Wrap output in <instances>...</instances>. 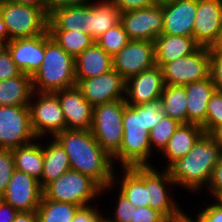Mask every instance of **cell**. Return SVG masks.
<instances>
[{
	"label": "cell",
	"mask_w": 222,
	"mask_h": 222,
	"mask_svg": "<svg viewBox=\"0 0 222 222\" xmlns=\"http://www.w3.org/2000/svg\"><path fill=\"white\" fill-rule=\"evenodd\" d=\"M165 116L160 99L142 105H126L123 113V140L120 149L112 156L121 168L151 166L149 132Z\"/></svg>",
	"instance_id": "6da1fadb"
},
{
	"label": "cell",
	"mask_w": 222,
	"mask_h": 222,
	"mask_svg": "<svg viewBox=\"0 0 222 222\" xmlns=\"http://www.w3.org/2000/svg\"><path fill=\"white\" fill-rule=\"evenodd\" d=\"M53 138L68 155L71 170L91 177L102 187V193L116 184L115 162L90 130L66 129Z\"/></svg>",
	"instance_id": "7a4b0ae2"
},
{
	"label": "cell",
	"mask_w": 222,
	"mask_h": 222,
	"mask_svg": "<svg viewBox=\"0 0 222 222\" xmlns=\"http://www.w3.org/2000/svg\"><path fill=\"white\" fill-rule=\"evenodd\" d=\"M221 156L220 146L204 133L193 148L183 158L173 162L167 170L177 186L197 192L208 186L213 169Z\"/></svg>",
	"instance_id": "3957f363"
},
{
	"label": "cell",
	"mask_w": 222,
	"mask_h": 222,
	"mask_svg": "<svg viewBox=\"0 0 222 222\" xmlns=\"http://www.w3.org/2000/svg\"><path fill=\"white\" fill-rule=\"evenodd\" d=\"M33 91L55 93L76 85L74 58L45 33V54L41 66L31 76Z\"/></svg>",
	"instance_id": "277c9868"
},
{
	"label": "cell",
	"mask_w": 222,
	"mask_h": 222,
	"mask_svg": "<svg viewBox=\"0 0 222 222\" xmlns=\"http://www.w3.org/2000/svg\"><path fill=\"white\" fill-rule=\"evenodd\" d=\"M0 14L6 25L9 41L48 32L49 16L45 8L0 0Z\"/></svg>",
	"instance_id": "5b68a950"
},
{
	"label": "cell",
	"mask_w": 222,
	"mask_h": 222,
	"mask_svg": "<svg viewBox=\"0 0 222 222\" xmlns=\"http://www.w3.org/2000/svg\"><path fill=\"white\" fill-rule=\"evenodd\" d=\"M102 193V187L91 177L70 170L43 188V197L48 200L68 202L81 207Z\"/></svg>",
	"instance_id": "8992f818"
},
{
	"label": "cell",
	"mask_w": 222,
	"mask_h": 222,
	"mask_svg": "<svg viewBox=\"0 0 222 222\" xmlns=\"http://www.w3.org/2000/svg\"><path fill=\"white\" fill-rule=\"evenodd\" d=\"M125 99L97 105L93 108V121L90 128L98 144L112 157L123 140V113Z\"/></svg>",
	"instance_id": "52a82bcc"
},
{
	"label": "cell",
	"mask_w": 222,
	"mask_h": 222,
	"mask_svg": "<svg viewBox=\"0 0 222 222\" xmlns=\"http://www.w3.org/2000/svg\"><path fill=\"white\" fill-rule=\"evenodd\" d=\"M167 85L190 84L210 76V53L208 47L199 46L194 52L161 67Z\"/></svg>",
	"instance_id": "ba28073f"
},
{
	"label": "cell",
	"mask_w": 222,
	"mask_h": 222,
	"mask_svg": "<svg viewBox=\"0 0 222 222\" xmlns=\"http://www.w3.org/2000/svg\"><path fill=\"white\" fill-rule=\"evenodd\" d=\"M36 139L29 106H0V149H14Z\"/></svg>",
	"instance_id": "9c48e42d"
},
{
	"label": "cell",
	"mask_w": 222,
	"mask_h": 222,
	"mask_svg": "<svg viewBox=\"0 0 222 222\" xmlns=\"http://www.w3.org/2000/svg\"><path fill=\"white\" fill-rule=\"evenodd\" d=\"M34 95H37V99L32 102L34 101L32 99ZM28 106L31 126L37 138H41L46 132L54 137L61 131L66 130L64 113L58 97L54 93L33 91Z\"/></svg>",
	"instance_id": "30bf717a"
},
{
	"label": "cell",
	"mask_w": 222,
	"mask_h": 222,
	"mask_svg": "<svg viewBox=\"0 0 222 222\" xmlns=\"http://www.w3.org/2000/svg\"><path fill=\"white\" fill-rule=\"evenodd\" d=\"M155 65V44L153 41L130 40L127 45L112 56V68L125 81Z\"/></svg>",
	"instance_id": "8fae6325"
},
{
	"label": "cell",
	"mask_w": 222,
	"mask_h": 222,
	"mask_svg": "<svg viewBox=\"0 0 222 222\" xmlns=\"http://www.w3.org/2000/svg\"><path fill=\"white\" fill-rule=\"evenodd\" d=\"M120 22L130 40L154 42L163 30V2L120 13Z\"/></svg>",
	"instance_id": "7c38bea8"
},
{
	"label": "cell",
	"mask_w": 222,
	"mask_h": 222,
	"mask_svg": "<svg viewBox=\"0 0 222 222\" xmlns=\"http://www.w3.org/2000/svg\"><path fill=\"white\" fill-rule=\"evenodd\" d=\"M76 86L93 107L125 99L126 81L114 68L94 78L76 79Z\"/></svg>",
	"instance_id": "4fadbf2b"
},
{
	"label": "cell",
	"mask_w": 222,
	"mask_h": 222,
	"mask_svg": "<svg viewBox=\"0 0 222 222\" xmlns=\"http://www.w3.org/2000/svg\"><path fill=\"white\" fill-rule=\"evenodd\" d=\"M43 197V188L39 180L24 172L14 170L7 189L1 195L4 202L19 212L36 211Z\"/></svg>",
	"instance_id": "5bb4252c"
},
{
	"label": "cell",
	"mask_w": 222,
	"mask_h": 222,
	"mask_svg": "<svg viewBox=\"0 0 222 222\" xmlns=\"http://www.w3.org/2000/svg\"><path fill=\"white\" fill-rule=\"evenodd\" d=\"M165 82L161 67L158 65L144 70L129 78L125 86L127 105H142L148 101L160 99Z\"/></svg>",
	"instance_id": "9a60e30c"
},
{
	"label": "cell",
	"mask_w": 222,
	"mask_h": 222,
	"mask_svg": "<svg viewBox=\"0 0 222 222\" xmlns=\"http://www.w3.org/2000/svg\"><path fill=\"white\" fill-rule=\"evenodd\" d=\"M222 26L221 0H197L193 38L202 47H212Z\"/></svg>",
	"instance_id": "2e32d148"
},
{
	"label": "cell",
	"mask_w": 222,
	"mask_h": 222,
	"mask_svg": "<svg viewBox=\"0 0 222 222\" xmlns=\"http://www.w3.org/2000/svg\"><path fill=\"white\" fill-rule=\"evenodd\" d=\"M64 113L66 129L90 130L93 121V106L85 100L75 85L54 93Z\"/></svg>",
	"instance_id": "e0dca14e"
},
{
	"label": "cell",
	"mask_w": 222,
	"mask_h": 222,
	"mask_svg": "<svg viewBox=\"0 0 222 222\" xmlns=\"http://www.w3.org/2000/svg\"><path fill=\"white\" fill-rule=\"evenodd\" d=\"M197 0H167L163 2V34L192 36Z\"/></svg>",
	"instance_id": "ac0fdd59"
},
{
	"label": "cell",
	"mask_w": 222,
	"mask_h": 222,
	"mask_svg": "<svg viewBox=\"0 0 222 222\" xmlns=\"http://www.w3.org/2000/svg\"><path fill=\"white\" fill-rule=\"evenodd\" d=\"M5 47L21 72L32 76L44 59L45 34L10 40Z\"/></svg>",
	"instance_id": "d6986e66"
},
{
	"label": "cell",
	"mask_w": 222,
	"mask_h": 222,
	"mask_svg": "<svg viewBox=\"0 0 222 222\" xmlns=\"http://www.w3.org/2000/svg\"><path fill=\"white\" fill-rule=\"evenodd\" d=\"M166 184V185H165ZM176 185L171 179L167 169L162 173L154 167L148 166V195L149 207L162 213L168 220L179 215L183 210L176 204V201L170 197L166 186ZM179 206V207H178Z\"/></svg>",
	"instance_id": "ffe728a7"
},
{
	"label": "cell",
	"mask_w": 222,
	"mask_h": 222,
	"mask_svg": "<svg viewBox=\"0 0 222 222\" xmlns=\"http://www.w3.org/2000/svg\"><path fill=\"white\" fill-rule=\"evenodd\" d=\"M86 3V25L84 31L95 41L109 28L120 22V11L111 0Z\"/></svg>",
	"instance_id": "44dd1931"
},
{
	"label": "cell",
	"mask_w": 222,
	"mask_h": 222,
	"mask_svg": "<svg viewBox=\"0 0 222 222\" xmlns=\"http://www.w3.org/2000/svg\"><path fill=\"white\" fill-rule=\"evenodd\" d=\"M187 95V123L203 125L206 122L207 105L215 92V86L211 77L186 84Z\"/></svg>",
	"instance_id": "7402d4cb"
},
{
	"label": "cell",
	"mask_w": 222,
	"mask_h": 222,
	"mask_svg": "<svg viewBox=\"0 0 222 222\" xmlns=\"http://www.w3.org/2000/svg\"><path fill=\"white\" fill-rule=\"evenodd\" d=\"M154 44L156 65L159 67L189 55L199 47L192 36L163 33L156 38Z\"/></svg>",
	"instance_id": "603a6c76"
},
{
	"label": "cell",
	"mask_w": 222,
	"mask_h": 222,
	"mask_svg": "<svg viewBox=\"0 0 222 222\" xmlns=\"http://www.w3.org/2000/svg\"><path fill=\"white\" fill-rule=\"evenodd\" d=\"M119 191L137 208L149 206L148 166L123 168Z\"/></svg>",
	"instance_id": "cb8c5ba5"
},
{
	"label": "cell",
	"mask_w": 222,
	"mask_h": 222,
	"mask_svg": "<svg viewBox=\"0 0 222 222\" xmlns=\"http://www.w3.org/2000/svg\"><path fill=\"white\" fill-rule=\"evenodd\" d=\"M75 78L87 79L112 69V57L96 41L74 59Z\"/></svg>",
	"instance_id": "d4e9b609"
},
{
	"label": "cell",
	"mask_w": 222,
	"mask_h": 222,
	"mask_svg": "<svg viewBox=\"0 0 222 222\" xmlns=\"http://www.w3.org/2000/svg\"><path fill=\"white\" fill-rule=\"evenodd\" d=\"M204 134L203 127L195 123L181 124L161 151L168 160L167 169L177 159L183 158Z\"/></svg>",
	"instance_id": "484cf974"
},
{
	"label": "cell",
	"mask_w": 222,
	"mask_h": 222,
	"mask_svg": "<svg viewBox=\"0 0 222 222\" xmlns=\"http://www.w3.org/2000/svg\"><path fill=\"white\" fill-rule=\"evenodd\" d=\"M33 93L31 75H20L0 81V106H28Z\"/></svg>",
	"instance_id": "4316f807"
},
{
	"label": "cell",
	"mask_w": 222,
	"mask_h": 222,
	"mask_svg": "<svg viewBox=\"0 0 222 222\" xmlns=\"http://www.w3.org/2000/svg\"><path fill=\"white\" fill-rule=\"evenodd\" d=\"M46 144L43 145V171L39 180L42 188L71 170L68 155L61 145L54 138Z\"/></svg>",
	"instance_id": "83f0119b"
},
{
	"label": "cell",
	"mask_w": 222,
	"mask_h": 222,
	"mask_svg": "<svg viewBox=\"0 0 222 222\" xmlns=\"http://www.w3.org/2000/svg\"><path fill=\"white\" fill-rule=\"evenodd\" d=\"M15 169L41 179L43 171V145L38 141L12 149Z\"/></svg>",
	"instance_id": "f1b7e54d"
},
{
	"label": "cell",
	"mask_w": 222,
	"mask_h": 222,
	"mask_svg": "<svg viewBox=\"0 0 222 222\" xmlns=\"http://www.w3.org/2000/svg\"><path fill=\"white\" fill-rule=\"evenodd\" d=\"M86 3L59 8L49 15L48 30L84 31Z\"/></svg>",
	"instance_id": "f546056e"
},
{
	"label": "cell",
	"mask_w": 222,
	"mask_h": 222,
	"mask_svg": "<svg viewBox=\"0 0 222 222\" xmlns=\"http://www.w3.org/2000/svg\"><path fill=\"white\" fill-rule=\"evenodd\" d=\"M161 107L166 116L187 124V95L185 86L167 85L160 96Z\"/></svg>",
	"instance_id": "4dcf8cb0"
},
{
	"label": "cell",
	"mask_w": 222,
	"mask_h": 222,
	"mask_svg": "<svg viewBox=\"0 0 222 222\" xmlns=\"http://www.w3.org/2000/svg\"><path fill=\"white\" fill-rule=\"evenodd\" d=\"M81 208L68 202L48 200L42 197L36 210L39 222H71Z\"/></svg>",
	"instance_id": "1f68e13d"
},
{
	"label": "cell",
	"mask_w": 222,
	"mask_h": 222,
	"mask_svg": "<svg viewBox=\"0 0 222 222\" xmlns=\"http://www.w3.org/2000/svg\"><path fill=\"white\" fill-rule=\"evenodd\" d=\"M48 32L51 38L74 59L95 42L85 31L48 30Z\"/></svg>",
	"instance_id": "d6a6232c"
},
{
	"label": "cell",
	"mask_w": 222,
	"mask_h": 222,
	"mask_svg": "<svg viewBox=\"0 0 222 222\" xmlns=\"http://www.w3.org/2000/svg\"><path fill=\"white\" fill-rule=\"evenodd\" d=\"M129 41L128 34L124 30L122 23L119 22L101 35L96 40V43L112 57L127 45Z\"/></svg>",
	"instance_id": "836d02e7"
},
{
	"label": "cell",
	"mask_w": 222,
	"mask_h": 222,
	"mask_svg": "<svg viewBox=\"0 0 222 222\" xmlns=\"http://www.w3.org/2000/svg\"><path fill=\"white\" fill-rule=\"evenodd\" d=\"M180 125L176 119L165 115L149 132L151 151L155 148L161 152Z\"/></svg>",
	"instance_id": "e575fe53"
},
{
	"label": "cell",
	"mask_w": 222,
	"mask_h": 222,
	"mask_svg": "<svg viewBox=\"0 0 222 222\" xmlns=\"http://www.w3.org/2000/svg\"><path fill=\"white\" fill-rule=\"evenodd\" d=\"M222 125V92L215 90L207 105L206 122L202 125L204 133Z\"/></svg>",
	"instance_id": "d590c367"
},
{
	"label": "cell",
	"mask_w": 222,
	"mask_h": 222,
	"mask_svg": "<svg viewBox=\"0 0 222 222\" xmlns=\"http://www.w3.org/2000/svg\"><path fill=\"white\" fill-rule=\"evenodd\" d=\"M15 170L12 149H0V196L7 189Z\"/></svg>",
	"instance_id": "8d00e7d4"
},
{
	"label": "cell",
	"mask_w": 222,
	"mask_h": 222,
	"mask_svg": "<svg viewBox=\"0 0 222 222\" xmlns=\"http://www.w3.org/2000/svg\"><path fill=\"white\" fill-rule=\"evenodd\" d=\"M114 218H106L109 222H131L135 207L128 198L119 191Z\"/></svg>",
	"instance_id": "74e56055"
},
{
	"label": "cell",
	"mask_w": 222,
	"mask_h": 222,
	"mask_svg": "<svg viewBox=\"0 0 222 222\" xmlns=\"http://www.w3.org/2000/svg\"><path fill=\"white\" fill-rule=\"evenodd\" d=\"M22 72L12 60L9 50L0 46V81L16 77Z\"/></svg>",
	"instance_id": "f35d334b"
},
{
	"label": "cell",
	"mask_w": 222,
	"mask_h": 222,
	"mask_svg": "<svg viewBox=\"0 0 222 222\" xmlns=\"http://www.w3.org/2000/svg\"><path fill=\"white\" fill-rule=\"evenodd\" d=\"M210 53V77L215 89L222 92V51L209 49Z\"/></svg>",
	"instance_id": "ab89813d"
},
{
	"label": "cell",
	"mask_w": 222,
	"mask_h": 222,
	"mask_svg": "<svg viewBox=\"0 0 222 222\" xmlns=\"http://www.w3.org/2000/svg\"><path fill=\"white\" fill-rule=\"evenodd\" d=\"M168 219L159 211L151 207H139L134 209L131 222H167Z\"/></svg>",
	"instance_id": "60d3db41"
},
{
	"label": "cell",
	"mask_w": 222,
	"mask_h": 222,
	"mask_svg": "<svg viewBox=\"0 0 222 222\" xmlns=\"http://www.w3.org/2000/svg\"><path fill=\"white\" fill-rule=\"evenodd\" d=\"M208 189L212 192L214 200L222 199V156L213 169Z\"/></svg>",
	"instance_id": "b9f144b4"
},
{
	"label": "cell",
	"mask_w": 222,
	"mask_h": 222,
	"mask_svg": "<svg viewBox=\"0 0 222 222\" xmlns=\"http://www.w3.org/2000/svg\"><path fill=\"white\" fill-rule=\"evenodd\" d=\"M196 217L201 222H222V203L214 200V204L207 206Z\"/></svg>",
	"instance_id": "7bdbcfd3"
},
{
	"label": "cell",
	"mask_w": 222,
	"mask_h": 222,
	"mask_svg": "<svg viewBox=\"0 0 222 222\" xmlns=\"http://www.w3.org/2000/svg\"><path fill=\"white\" fill-rule=\"evenodd\" d=\"M111 1L119 9L120 13L130 10L148 8L158 3L156 0H111Z\"/></svg>",
	"instance_id": "ee69618b"
},
{
	"label": "cell",
	"mask_w": 222,
	"mask_h": 222,
	"mask_svg": "<svg viewBox=\"0 0 222 222\" xmlns=\"http://www.w3.org/2000/svg\"><path fill=\"white\" fill-rule=\"evenodd\" d=\"M95 208L94 206L81 207L71 222H99L103 215L97 210V207Z\"/></svg>",
	"instance_id": "f6af8a7d"
},
{
	"label": "cell",
	"mask_w": 222,
	"mask_h": 222,
	"mask_svg": "<svg viewBox=\"0 0 222 222\" xmlns=\"http://www.w3.org/2000/svg\"><path fill=\"white\" fill-rule=\"evenodd\" d=\"M90 0H45V11L49 16L59 8L77 6L89 2Z\"/></svg>",
	"instance_id": "bcb514c9"
},
{
	"label": "cell",
	"mask_w": 222,
	"mask_h": 222,
	"mask_svg": "<svg viewBox=\"0 0 222 222\" xmlns=\"http://www.w3.org/2000/svg\"><path fill=\"white\" fill-rule=\"evenodd\" d=\"M19 211L4 202L0 196V222H13Z\"/></svg>",
	"instance_id": "7dc6e473"
},
{
	"label": "cell",
	"mask_w": 222,
	"mask_h": 222,
	"mask_svg": "<svg viewBox=\"0 0 222 222\" xmlns=\"http://www.w3.org/2000/svg\"><path fill=\"white\" fill-rule=\"evenodd\" d=\"M13 222H39L36 211L19 212Z\"/></svg>",
	"instance_id": "c3c4849f"
},
{
	"label": "cell",
	"mask_w": 222,
	"mask_h": 222,
	"mask_svg": "<svg viewBox=\"0 0 222 222\" xmlns=\"http://www.w3.org/2000/svg\"><path fill=\"white\" fill-rule=\"evenodd\" d=\"M208 135L220 146L222 150V125L214 127Z\"/></svg>",
	"instance_id": "681fc988"
},
{
	"label": "cell",
	"mask_w": 222,
	"mask_h": 222,
	"mask_svg": "<svg viewBox=\"0 0 222 222\" xmlns=\"http://www.w3.org/2000/svg\"><path fill=\"white\" fill-rule=\"evenodd\" d=\"M16 4L31 5L35 7L45 8V0H8Z\"/></svg>",
	"instance_id": "f907efd6"
},
{
	"label": "cell",
	"mask_w": 222,
	"mask_h": 222,
	"mask_svg": "<svg viewBox=\"0 0 222 222\" xmlns=\"http://www.w3.org/2000/svg\"><path fill=\"white\" fill-rule=\"evenodd\" d=\"M7 42H9V35L0 14V46H5Z\"/></svg>",
	"instance_id": "816d5d0a"
},
{
	"label": "cell",
	"mask_w": 222,
	"mask_h": 222,
	"mask_svg": "<svg viewBox=\"0 0 222 222\" xmlns=\"http://www.w3.org/2000/svg\"><path fill=\"white\" fill-rule=\"evenodd\" d=\"M195 219L194 218L192 219L191 217H189L188 215H186V213H184L182 211L179 215L173 217L172 219L168 220L167 222H201L198 219V217Z\"/></svg>",
	"instance_id": "f5cc1de1"
},
{
	"label": "cell",
	"mask_w": 222,
	"mask_h": 222,
	"mask_svg": "<svg viewBox=\"0 0 222 222\" xmlns=\"http://www.w3.org/2000/svg\"><path fill=\"white\" fill-rule=\"evenodd\" d=\"M209 49H215V50H218V51H222V26H221V29L219 31V36H218L217 40L215 41L213 46L210 47Z\"/></svg>",
	"instance_id": "db71d44e"
},
{
	"label": "cell",
	"mask_w": 222,
	"mask_h": 222,
	"mask_svg": "<svg viewBox=\"0 0 222 222\" xmlns=\"http://www.w3.org/2000/svg\"><path fill=\"white\" fill-rule=\"evenodd\" d=\"M99 222H109L105 217H103Z\"/></svg>",
	"instance_id": "11a10c76"
},
{
	"label": "cell",
	"mask_w": 222,
	"mask_h": 222,
	"mask_svg": "<svg viewBox=\"0 0 222 222\" xmlns=\"http://www.w3.org/2000/svg\"><path fill=\"white\" fill-rule=\"evenodd\" d=\"M158 3H161V2H164V1H167V0H156Z\"/></svg>",
	"instance_id": "9f6ffc18"
}]
</instances>
